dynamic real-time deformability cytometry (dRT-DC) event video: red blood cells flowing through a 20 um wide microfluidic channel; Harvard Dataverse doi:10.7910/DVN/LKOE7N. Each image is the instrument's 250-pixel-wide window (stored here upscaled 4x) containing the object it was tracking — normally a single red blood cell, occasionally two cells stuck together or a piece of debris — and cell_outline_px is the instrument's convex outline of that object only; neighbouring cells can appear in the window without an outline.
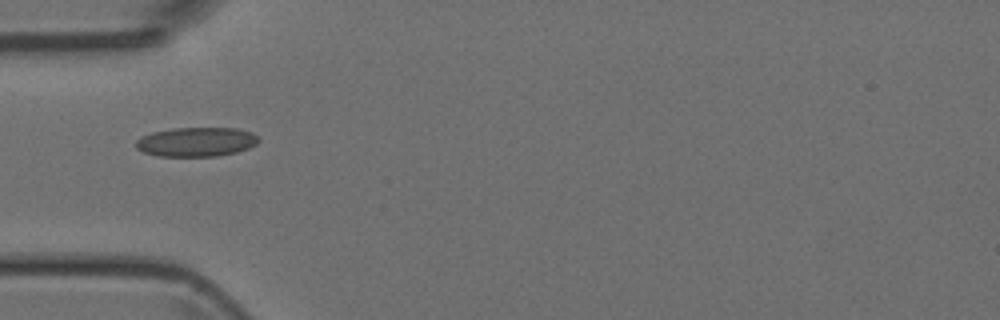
{"species": "Egyptian fruit bat (a non-hibernating species)", "species_latin": "Rousettus aegyptiacus", "temperature_condition": "room temperature", "stored_images_in_passage": 4, "camera_frame_rate_fps": 3000, "um_per_image_px": 0.085, "animal": {"sex": "female"}, "frame": {"image": 1, "passage_image": 2, "time_ms": 1.333, "image_size_px": [1000, 320], "cell_outline_px": [[260, 140], [256, 144], [248, 148], [236, 152], [216, 156], [156, 156], [144, 152], [136, 148], [136, 140], [140, 136], [152, 132], [176, 128], [236, 128], [252, 132]], "centroid_in_image_um": [16.67, 12.06], "position_along_channel_um": 68.3, "area_um2": 20.92}}
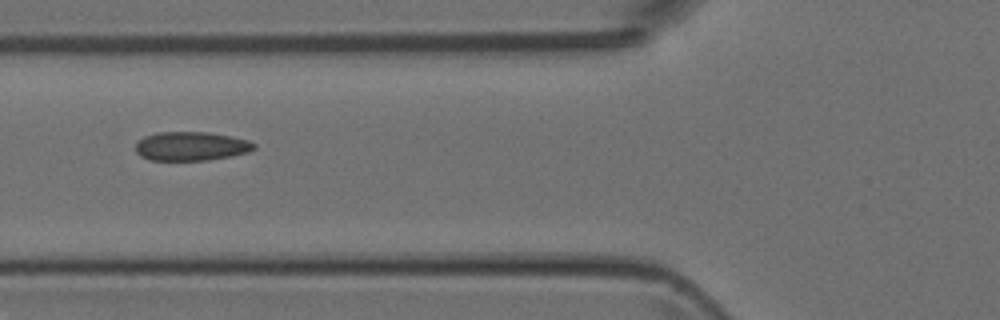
{"frame": {"image": 2, "passage_image": 3, "time_ms": 2.333, "image_size_px": [1000, 320], "cell_outline_px": [[256, 148], [248, 152], [232, 156], [208, 160], [148, 160], [140, 156], [136, 152], [136, 144], [144, 136], [156, 132], [208, 132], [232, 136], [248, 140], [256, 144]], "centroid_in_image_um": [16.25, 12.42], "position_along_channel_um": 109.5, "area_um2": 20.11}}
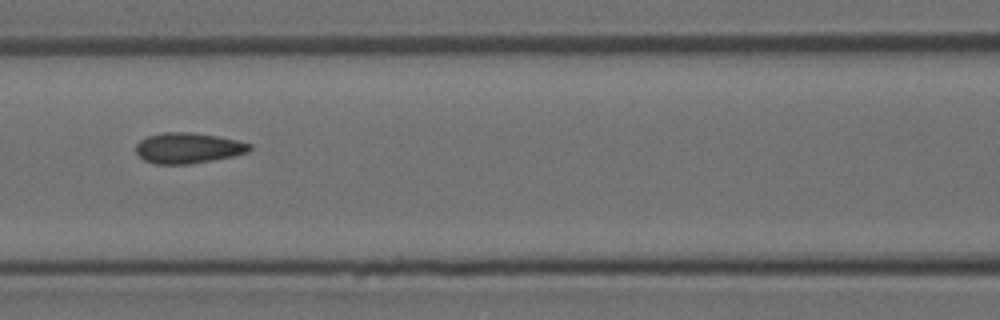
{"frame": {"image": 3, "passage_image": 4, "time_ms": 3.333, "image_size_px": [1000, 320], "cell_outline_px": [[252, 148], [248, 152], [232, 156], [212, 160], [188, 164], [156, 164], [144, 160], [136, 152], [136, 144], [140, 140], [148, 136], [160, 132], [192, 132], [240, 140], [252, 144]], "centroid_in_image_um": [16.0, 12.57], "position_along_channel_um": 150.6, "area_um2": 20.35}}